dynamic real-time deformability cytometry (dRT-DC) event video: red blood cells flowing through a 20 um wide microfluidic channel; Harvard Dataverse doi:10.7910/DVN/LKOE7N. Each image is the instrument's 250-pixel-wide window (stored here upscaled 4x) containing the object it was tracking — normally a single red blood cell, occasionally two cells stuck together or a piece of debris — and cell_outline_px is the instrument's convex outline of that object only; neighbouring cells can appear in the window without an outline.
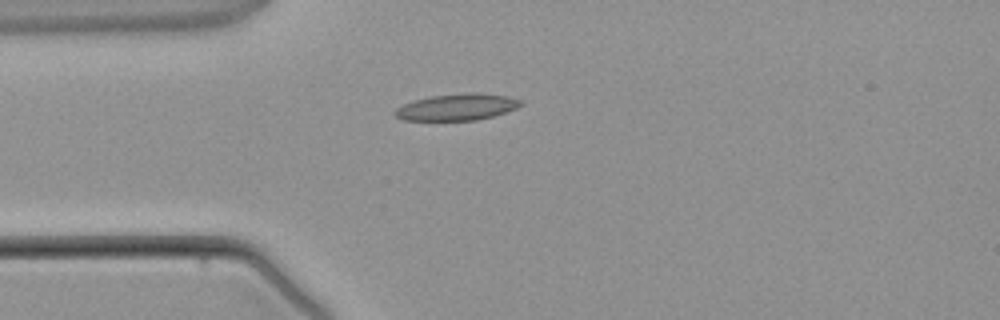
{"species": "common noctule bat (a hibernating species)", "species_latin": "Nyctalus noctula", "temperature_condition": "warm", "stored_images_in_passage": 2, "camera_frame_rate_fps": 3000, "um_per_image_px": 0.085, "animal": {"sex": "male", "body_mass_g": 21.5, "forearm_length_mm": 52.0}, "frame": {"image": 1, "passage_image": 2, "time_ms": 3.0, "image_size_px": [1000, 320], "cell_outline_px": [[524, 104], [516, 108], [492, 116], [476, 120], [400, 120], [392, 112], [396, 108], [412, 100], [432, 96], [464, 92], [476, 92], [508, 96], [524, 100]], "centroid_in_image_um": [38.85, 9.09], "position_along_channel_um": 46.2, "area_um2": 19.65}}